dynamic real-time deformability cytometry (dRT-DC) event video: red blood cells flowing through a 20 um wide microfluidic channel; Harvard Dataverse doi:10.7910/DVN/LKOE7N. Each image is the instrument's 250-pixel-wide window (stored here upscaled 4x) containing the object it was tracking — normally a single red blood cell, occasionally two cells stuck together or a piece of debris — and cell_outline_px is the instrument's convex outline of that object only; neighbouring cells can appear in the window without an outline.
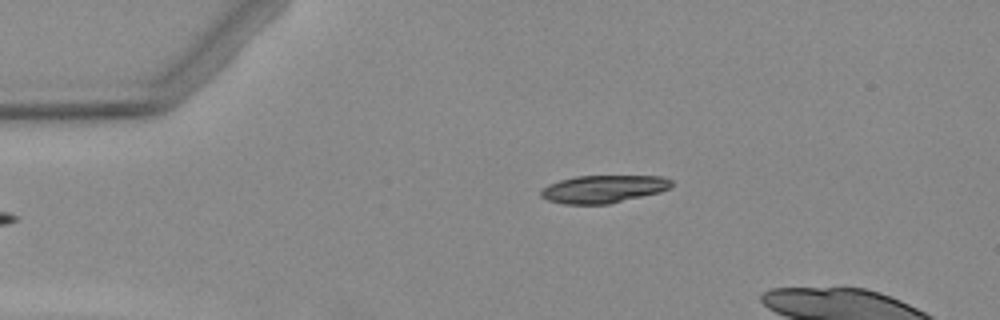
{"species": "Egyptian fruit bat (a non-hibernating species)", "species_latin": "Rousettus aegyptiacus", "temperature_condition": "warm", "stored_images_in_passage": 2, "camera_frame_rate_fps": 3000, "um_per_image_px": 0.085, "animal": {"sex": "female"}, "frame": {"image": 1, "passage_image": 2, "time_ms": 1.0, "image_size_px": [1000, 320], "cell_outline_px": [[672, 184], [668, 188], [660, 192], [608, 204], [564, 204], [548, 200], [540, 196], [540, 192], [548, 184], [560, 180], [576, 176], [660, 176], [672, 180]], "centroid_in_image_um": [51.27, 16.06], "position_along_channel_um": 33.7, "area_um2": 20.92}}